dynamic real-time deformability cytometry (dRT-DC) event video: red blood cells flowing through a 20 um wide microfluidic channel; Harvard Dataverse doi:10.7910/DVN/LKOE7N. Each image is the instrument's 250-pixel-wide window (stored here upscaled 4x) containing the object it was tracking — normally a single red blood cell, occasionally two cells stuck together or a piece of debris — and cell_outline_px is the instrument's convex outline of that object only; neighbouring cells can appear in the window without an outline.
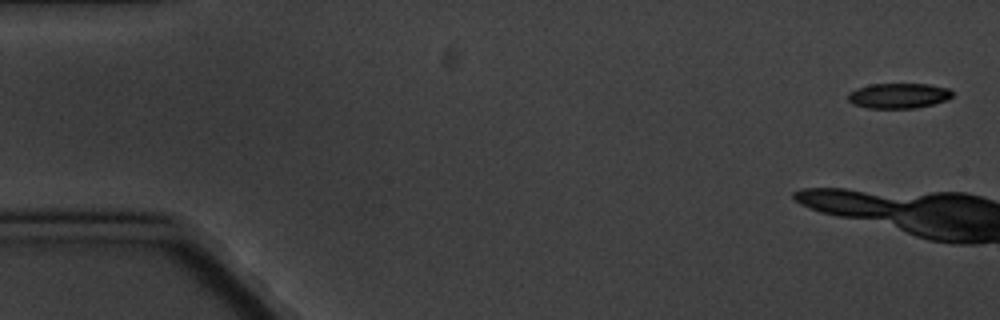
{"species": "common noctule bat (a hibernating species)", "species_latin": "Nyctalus noctula", "temperature_condition": "cold", "stored_images_in_passage": 9, "camera_frame_rate_fps": 3000, "um_per_image_px": 0.085, "animal": {"sex": "male", "body_mass_g": 20.1, "forearm_length_mm": 53.5}, "frame": {"image": 1, "passage_image": 1, "time_ms": 0.0, "image_size_px": [1000, 320], "cell_outline_px": [[952, 96], [948, 100], [916, 108], [868, 108], [852, 104], [848, 100], [848, 92], [856, 88], [872, 84], [928, 84], [948, 88], [952, 92]], "centroid_in_image_um": [76.36, 8.14], "position_along_channel_um": 8.6, "area_um2": 15.37}}